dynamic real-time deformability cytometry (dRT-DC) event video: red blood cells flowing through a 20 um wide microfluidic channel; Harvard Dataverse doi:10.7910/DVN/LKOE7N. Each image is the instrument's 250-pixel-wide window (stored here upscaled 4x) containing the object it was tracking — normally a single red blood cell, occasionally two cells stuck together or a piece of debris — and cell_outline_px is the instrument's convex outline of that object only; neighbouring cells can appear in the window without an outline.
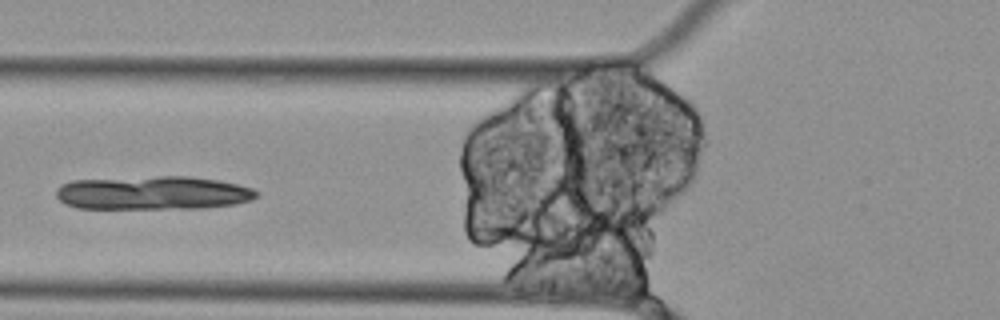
{"species": "Egyptian fruit bat (a non-hibernating species)", "species_latin": "Rousettus aegyptiacus", "temperature_condition": "cold", "stored_images_in_passage": 5, "camera_frame_rate_fps": 3000, "um_per_image_px": 0.085, "animal": {"sex": "female"}, "frame": {"image": 1, "passage_image": 5, "time_ms": 1.333, "image_size_px": [1000, 320], "cell_outline_px": [[260, 196], [252, 200], [236, 204], [204, 208], [76, 208], [64, 204], [56, 196], [56, 188], [60, 184], [72, 180], [156, 176], [192, 176], [220, 180], [252, 188], [260, 192]], "centroid_in_image_um": [13.02, 16.39], "position_along_channel_um": 112.8, "area_um2": 39.71}}